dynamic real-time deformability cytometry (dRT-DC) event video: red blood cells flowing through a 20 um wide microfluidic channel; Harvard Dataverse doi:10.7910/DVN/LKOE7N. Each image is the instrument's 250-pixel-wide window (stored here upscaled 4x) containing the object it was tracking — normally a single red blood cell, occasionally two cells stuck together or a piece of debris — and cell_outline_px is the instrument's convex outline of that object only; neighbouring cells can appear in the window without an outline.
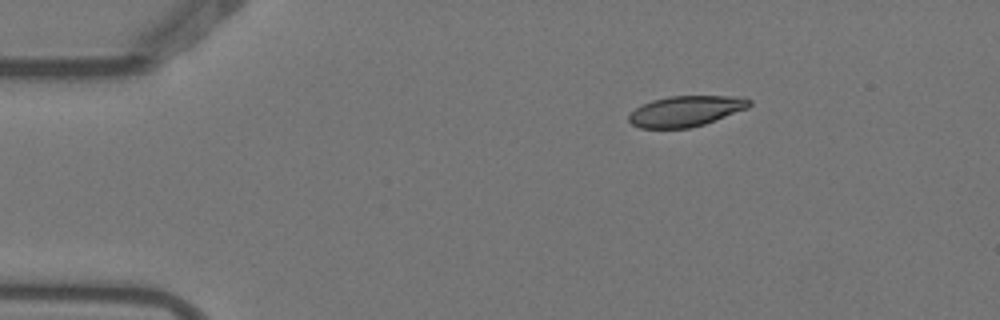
{"species": "Egyptian fruit bat (a non-hibernating species)", "species_latin": "Rousettus aegyptiacus", "temperature_condition": "warm", "stored_images_in_passage": 3, "camera_frame_rate_fps": 3000, "um_per_image_px": 0.085, "animal": {"sex": "female"}, "frame": {"image": 1, "passage_image": 1, "time_ms": 0.0, "image_size_px": [1000, 320], "cell_outline_px": [[752, 104], [748, 108], [704, 124], [688, 128], [640, 128], [632, 124], [628, 120], [628, 116], [636, 108], [652, 100], [668, 96], [744, 96], [752, 100]], "centroid_in_image_um": [58.33, 9.43], "position_along_channel_um": 26.7, "area_um2": 21.5}}